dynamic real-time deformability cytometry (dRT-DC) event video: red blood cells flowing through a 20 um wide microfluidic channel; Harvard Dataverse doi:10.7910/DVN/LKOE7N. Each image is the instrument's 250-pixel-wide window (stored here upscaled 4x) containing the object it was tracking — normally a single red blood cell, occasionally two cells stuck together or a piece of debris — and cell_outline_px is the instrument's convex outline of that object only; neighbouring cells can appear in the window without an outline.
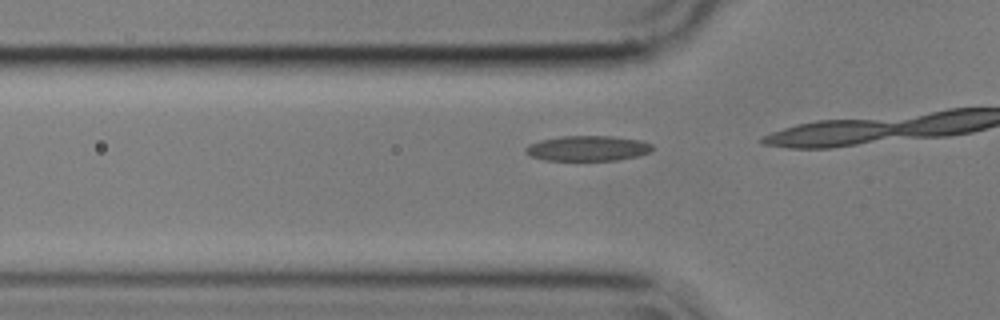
{"species": "common noctule bat (a hibernating species)", "species_latin": "Nyctalus noctula", "temperature_condition": "cold", "stored_images_in_passage": 4, "camera_frame_rate_fps": 3000, "um_per_image_px": 0.085, "animal": {"sex": "male", "body_mass_g": 17.9}, "frame": {"image": 1, "passage_image": 2, "time_ms": 0.333, "image_size_px": [1000, 320], "cell_outline_px": [[652, 148], [648, 152], [636, 156], [616, 160], [544, 160], [532, 156], [524, 152], [524, 148], [528, 144], [540, 140], [560, 136], [612, 136], [640, 140], [652, 144]], "centroid_in_image_um": [49.9, 12.6], "position_along_channel_um": 75.9, "area_um2": 18.55}}